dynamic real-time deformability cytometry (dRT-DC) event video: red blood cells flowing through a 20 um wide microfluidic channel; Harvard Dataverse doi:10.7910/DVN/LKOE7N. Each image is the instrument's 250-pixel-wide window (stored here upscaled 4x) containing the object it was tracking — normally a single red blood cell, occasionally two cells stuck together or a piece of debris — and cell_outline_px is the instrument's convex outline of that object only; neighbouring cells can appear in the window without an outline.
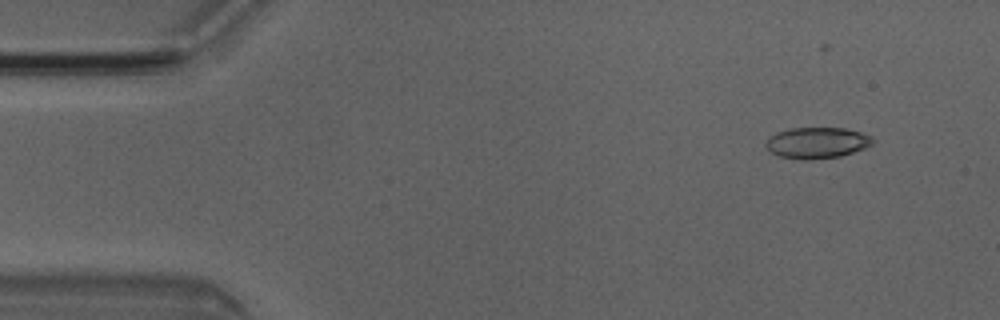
{"species": "Egyptian fruit bat (a non-hibernating species)", "species_latin": "Rousettus aegyptiacus", "temperature_condition": "room temperature", "stored_images_in_passage": 5, "camera_frame_rate_fps": 3000, "um_per_image_px": 0.085, "animal": {"sex": "male"}, "frame": {"image": 1, "passage_image": 2, "time_ms": 0.333, "image_size_px": [1000, 320], "cell_outline_px": [[876, 140], [872, 144], [864, 148], [840, 156], [808, 160], [800, 160], [780, 156], [772, 152], [764, 144], [764, 140], [768, 136], [776, 132], [788, 128], [844, 128], [860, 132], [872, 136]], "centroid_in_image_um": [69.41, 12.13], "position_along_channel_um": 15.6, "area_um2": 19.54}}
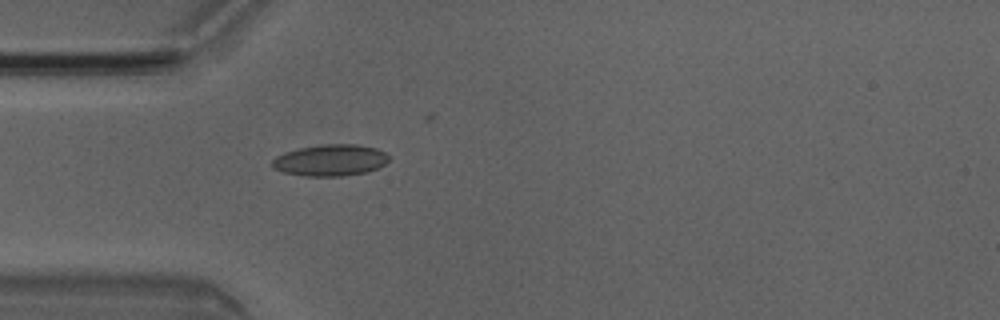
{"frame": {"image": 2, "passage_image": 5, "time_ms": 1.333, "image_size_px": [1000, 320], "cell_outline_px": [[392, 156], [384, 164], [368, 172], [340, 176], [304, 176], [284, 172], [272, 168], [272, 160], [276, 156], [284, 152], [300, 148], [324, 144], [356, 144], [376, 148]], "centroid_in_image_um": [28.08, 13.62], "position_along_channel_um": 56.9, "area_um2": 21.44}}